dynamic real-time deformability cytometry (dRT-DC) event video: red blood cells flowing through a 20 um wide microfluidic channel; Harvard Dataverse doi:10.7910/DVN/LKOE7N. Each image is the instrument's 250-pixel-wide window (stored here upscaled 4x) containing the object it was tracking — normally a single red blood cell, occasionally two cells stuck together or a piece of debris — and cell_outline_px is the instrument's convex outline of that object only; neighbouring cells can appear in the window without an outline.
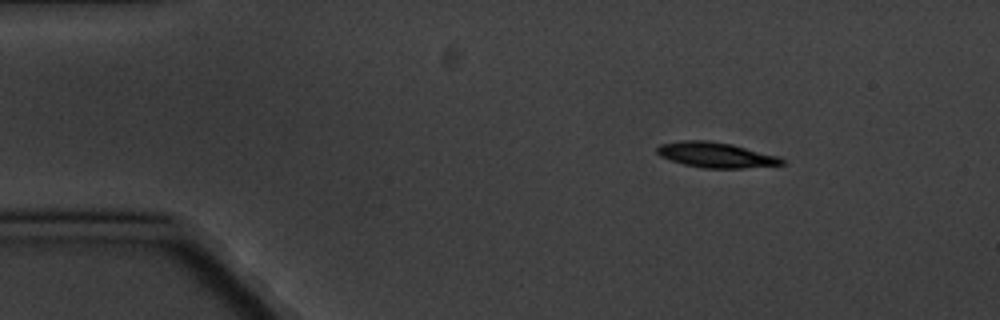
{"species": "common noctule bat (a hibernating species)", "species_latin": "Nyctalus noctula", "temperature_condition": "cold", "stored_images_in_passage": 7, "camera_frame_rate_fps": 3000, "um_per_image_px": 0.085, "animal": {"sex": "male", "body_mass_g": 20.1, "forearm_length_mm": 53.5}, "frame": {"image": 1, "passage_image": 2, "time_ms": 1.333, "image_size_px": [1000, 320], "cell_outline_px": [[784, 164], [744, 168], [704, 168], [684, 164], [660, 156], [656, 152], [656, 148], [660, 144], [680, 140], [708, 140], [732, 144], [780, 156], [784, 160]], "centroid_in_image_um": [60.85, 13.16], "position_along_channel_um": 24.1, "area_um2": 18.44}}
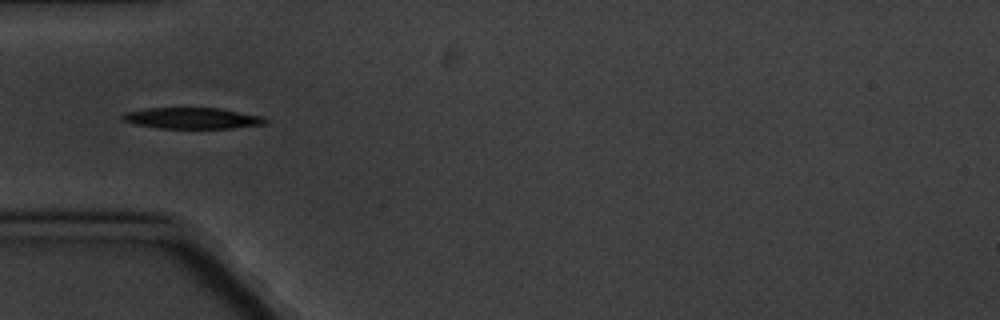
{"frame": {"image": 2, "passage_image": 5, "time_ms": 4.667, "image_size_px": [1000, 320], "cell_outline_px": [[268, 124], [232, 128], [160, 128], [132, 124], [120, 120], [120, 116], [124, 112], [144, 108], [220, 108], [264, 116], [268, 120]], "centroid_in_image_um": [16.32, 10.04], "position_along_channel_um": 68.7, "area_um2": 17.92}}